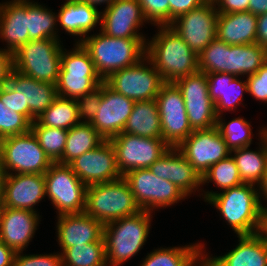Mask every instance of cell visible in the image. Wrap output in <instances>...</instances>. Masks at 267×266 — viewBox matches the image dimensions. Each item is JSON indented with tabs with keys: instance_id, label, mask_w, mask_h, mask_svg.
Masks as SVG:
<instances>
[{
	"instance_id": "obj_56",
	"label": "cell",
	"mask_w": 267,
	"mask_h": 266,
	"mask_svg": "<svg viewBox=\"0 0 267 266\" xmlns=\"http://www.w3.org/2000/svg\"><path fill=\"white\" fill-rule=\"evenodd\" d=\"M260 233L263 235L264 239L267 242V207H264L262 211V225Z\"/></svg>"
},
{
	"instance_id": "obj_48",
	"label": "cell",
	"mask_w": 267,
	"mask_h": 266,
	"mask_svg": "<svg viewBox=\"0 0 267 266\" xmlns=\"http://www.w3.org/2000/svg\"><path fill=\"white\" fill-rule=\"evenodd\" d=\"M0 101L8 107V110H14L22 114V99L20 95L13 91L7 84L0 88Z\"/></svg>"
},
{
	"instance_id": "obj_24",
	"label": "cell",
	"mask_w": 267,
	"mask_h": 266,
	"mask_svg": "<svg viewBox=\"0 0 267 266\" xmlns=\"http://www.w3.org/2000/svg\"><path fill=\"white\" fill-rule=\"evenodd\" d=\"M57 242L61 252L74 245L91 242H105L104 225L85 212L57 216Z\"/></svg>"
},
{
	"instance_id": "obj_45",
	"label": "cell",
	"mask_w": 267,
	"mask_h": 266,
	"mask_svg": "<svg viewBox=\"0 0 267 266\" xmlns=\"http://www.w3.org/2000/svg\"><path fill=\"white\" fill-rule=\"evenodd\" d=\"M13 266H63V262L60 252L27 255L20 251L15 254Z\"/></svg>"
},
{
	"instance_id": "obj_38",
	"label": "cell",
	"mask_w": 267,
	"mask_h": 266,
	"mask_svg": "<svg viewBox=\"0 0 267 266\" xmlns=\"http://www.w3.org/2000/svg\"><path fill=\"white\" fill-rule=\"evenodd\" d=\"M223 119V114L217 117L216 127L230 151L248 147L253 143L252 125L248 120L240 116L226 123Z\"/></svg>"
},
{
	"instance_id": "obj_50",
	"label": "cell",
	"mask_w": 267,
	"mask_h": 266,
	"mask_svg": "<svg viewBox=\"0 0 267 266\" xmlns=\"http://www.w3.org/2000/svg\"><path fill=\"white\" fill-rule=\"evenodd\" d=\"M13 69L12 53L0 48V88L3 87L8 80L10 71Z\"/></svg>"
},
{
	"instance_id": "obj_16",
	"label": "cell",
	"mask_w": 267,
	"mask_h": 266,
	"mask_svg": "<svg viewBox=\"0 0 267 266\" xmlns=\"http://www.w3.org/2000/svg\"><path fill=\"white\" fill-rule=\"evenodd\" d=\"M177 149L201 175L220 160L230 155L217 127L194 130Z\"/></svg>"
},
{
	"instance_id": "obj_39",
	"label": "cell",
	"mask_w": 267,
	"mask_h": 266,
	"mask_svg": "<svg viewBox=\"0 0 267 266\" xmlns=\"http://www.w3.org/2000/svg\"><path fill=\"white\" fill-rule=\"evenodd\" d=\"M31 131L50 160L57 163L62 158L68 130L42 126L35 120Z\"/></svg>"
},
{
	"instance_id": "obj_22",
	"label": "cell",
	"mask_w": 267,
	"mask_h": 266,
	"mask_svg": "<svg viewBox=\"0 0 267 266\" xmlns=\"http://www.w3.org/2000/svg\"><path fill=\"white\" fill-rule=\"evenodd\" d=\"M149 170L165 180L176 185L187 197L202 191V177L195 168L188 162L183 154L174 147L155 161Z\"/></svg>"
},
{
	"instance_id": "obj_42",
	"label": "cell",
	"mask_w": 267,
	"mask_h": 266,
	"mask_svg": "<svg viewBox=\"0 0 267 266\" xmlns=\"http://www.w3.org/2000/svg\"><path fill=\"white\" fill-rule=\"evenodd\" d=\"M31 130V123L20 113L8 110L0 101V140L21 135Z\"/></svg>"
},
{
	"instance_id": "obj_58",
	"label": "cell",
	"mask_w": 267,
	"mask_h": 266,
	"mask_svg": "<svg viewBox=\"0 0 267 266\" xmlns=\"http://www.w3.org/2000/svg\"><path fill=\"white\" fill-rule=\"evenodd\" d=\"M204 1L208 3L216 4L219 0H204Z\"/></svg>"
},
{
	"instance_id": "obj_4",
	"label": "cell",
	"mask_w": 267,
	"mask_h": 266,
	"mask_svg": "<svg viewBox=\"0 0 267 266\" xmlns=\"http://www.w3.org/2000/svg\"><path fill=\"white\" fill-rule=\"evenodd\" d=\"M147 39L115 38L99 30L80 43L88 51L97 73L105 80L111 73L137 64L146 56Z\"/></svg>"
},
{
	"instance_id": "obj_55",
	"label": "cell",
	"mask_w": 267,
	"mask_h": 266,
	"mask_svg": "<svg viewBox=\"0 0 267 266\" xmlns=\"http://www.w3.org/2000/svg\"><path fill=\"white\" fill-rule=\"evenodd\" d=\"M78 1H80L82 3H86V4H89V5H92V6L96 7V8H97L98 5L106 4L105 8H107L112 3H114L116 0H78Z\"/></svg>"
},
{
	"instance_id": "obj_43",
	"label": "cell",
	"mask_w": 267,
	"mask_h": 266,
	"mask_svg": "<svg viewBox=\"0 0 267 266\" xmlns=\"http://www.w3.org/2000/svg\"><path fill=\"white\" fill-rule=\"evenodd\" d=\"M144 17L153 26L169 25L168 0H138Z\"/></svg>"
},
{
	"instance_id": "obj_41",
	"label": "cell",
	"mask_w": 267,
	"mask_h": 266,
	"mask_svg": "<svg viewBox=\"0 0 267 266\" xmlns=\"http://www.w3.org/2000/svg\"><path fill=\"white\" fill-rule=\"evenodd\" d=\"M227 43L217 37L198 55L199 71L226 73Z\"/></svg>"
},
{
	"instance_id": "obj_6",
	"label": "cell",
	"mask_w": 267,
	"mask_h": 266,
	"mask_svg": "<svg viewBox=\"0 0 267 266\" xmlns=\"http://www.w3.org/2000/svg\"><path fill=\"white\" fill-rule=\"evenodd\" d=\"M73 47L72 50L62 49L61 68L55 85L58 96L69 99H77L104 82L83 45L75 43Z\"/></svg>"
},
{
	"instance_id": "obj_49",
	"label": "cell",
	"mask_w": 267,
	"mask_h": 266,
	"mask_svg": "<svg viewBox=\"0 0 267 266\" xmlns=\"http://www.w3.org/2000/svg\"><path fill=\"white\" fill-rule=\"evenodd\" d=\"M250 0H219L215 6L218 13L229 14L239 13L249 10Z\"/></svg>"
},
{
	"instance_id": "obj_13",
	"label": "cell",
	"mask_w": 267,
	"mask_h": 266,
	"mask_svg": "<svg viewBox=\"0 0 267 266\" xmlns=\"http://www.w3.org/2000/svg\"><path fill=\"white\" fill-rule=\"evenodd\" d=\"M162 139L177 148L194 130L191 128L182 92L174 82H166L156 96Z\"/></svg>"
},
{
	"instance_id": "obj_5",
	"label": "cell",
	"mask_w": 267,
	"mask_h": 266,
	"mask_svg": "<svg viewBox=\"0 0 267 266\" xmlns=\"http://www.w3.org/2000/svg\"><path fill=\"white\" fill-rule=\"evenodd\" d=\"M140 211L130 186L123 177L112 182L87 186L84 212L103 225Z\"/></svg>"
},
{
	"instance_id": "obj_3",
	"label": "cell",
	"mask_w": 267,
	"mask_h": 266,
	"mask_svg": "<svg viewBox=\"0 0 267 266\" xmlns=\"http://www.w3.org/2000/svg\"><path fill=\"white\" fill-rule=\"evenodd\" d=\"M152 212L141 210L135 215L104 225L106 261L108 266H120L143 248L150 234Z\"/></svg>"
},
{
	"instance_id": "obj_44",
	"label": "cell",
	"mask_w": 267,
	"mask_h": 266,
	"mask_svg": "<svg viewBox=\"0 0 267 266\" xmlns=\"http://www.w3.org/2000/svg\"><path fill=\"white\" fill-rule=\"evenodd\" d=\"M102 99V84L93 91L79 96L76 99L78 105V117L80 122L90 123L100 107Z\"/></svg>"
},
{
	"instance_id": "obj_47",
	"label": "cell",
	"mask_w": 267,
	"mask_h": 266,
	"mask_svg": "<svg viewBox=\"0 0 267 266\" xmlns=\"http://www.w3.org/2000/svg\"><path fill=\"white\" fill-rule=\"evenodd\" d=\"M169 1V25L180 15L201 6L204 0H168Z\"/></svg>"
},
{
	"instance_id": "obj_57",
	"label": "cell",
	"mask_w": 267,
	"mask_h": 266,
	"mask_svg": "<svg viewBox=\"0 0 267 266\" xmlns=\"http://www.w3.org/2000/svg\"><path fill=\"white\" fill-rule=\"evenodd\" d=\"M4 176H5V173H4V170H3V165H2L1 157H0V196H1V193H2V186H3Z\"/></svg>"
},
{
	"instance_id": "obj_36",
	"label": "cell",
	"mask_w": 267,
	"mask_h": 266,
	"mask_svg": "<svg viewBox=\"0 0 267 266\" xmlns=\"http://www.w3.org/2000/svg\"><path fill=\"white\" fill-rule=\"evenodd\" d=\"M36 121L51 128L69 130L78 123V105L76 99L58 96L55 101L37 118Z\"/></svg>"
},
{
	"instance_id": "obj_28",
	"label": "cell",
	"mask_w": 267,
	"mask_h": 266,
	"mask_svg": "<svg viewBox=\"0 0 267 266\" xmlns=\"http://www.w3.org/2000/svg\"><path fill=\"white\" fill-rule=\"evenodd\" d=\"M209 96L214 102L217 117L223 112L235 111L248 92L247 81L229 73L206 74ZM244 92V93H243Z\"/></svg>"
},
{
	"instance_id": "obj_34",
	"label": "cell",
	"mask_w": 267,
	"mask_h": 266,
	"mask_svg": "<svg viewBox=\"0 0 267 266\" xmlns=\"http://www.w3.org/2000/svg\"><path fill=\"white\" fill-rule=\"evenodd\" d=\"M104 140L90 123L80 122L68 130L63 155L57 163L69 164L76 157L95 149Z\"/></svg>"
},
{
	"instance_id": "obj_18",
	"label": "cell",
	"mask_w": 267,
	"mask_h": 266,
	"mask_svg": "<svg viewBox=\"0 0 267 266\" xmlns=\"http://www.w3.org/2000/svg\"><path fill=\"white\" fill-rule=\"evenodd\" d=\"M145 19L138 0H116L101 11L100 31L115 38L146 39L139 32Z\"/></svg>"
},
{
	"instance_id": "obj_17",
	"label": "cell",
	"mask_w": 267,
	"mask_h": 266,
	"mask_svg": "<svg viewBox=\"0 0 267 266\" xmlns=\"http://www.w3.org/2000/svg\"><path fill=\"white\" fill-rule=\"evenodd\" d=\"M86 185L112 182L122 178L116 163V154L110 140H104L95 149L76 157L68 164Z\"/></svg>"
},
{
	"instance_id": "obj_54",
	"label": "cell",
	"mask_w": 267,
	"mask_h": 266,
	"mask_svg": "<svg viewBox=\"0 0 267 266\" xmlns=\"http://www.w3.org/2000/svg\"><path fill=\"white\" fill-rule=\"evenodd\" d=\"M258 192H259L260 203H262L261 199L267 202V169L266 172L264 173L261 183L258 185Z\"/></svg>"
},
{
	"instance_id": "obj_37",
	"label": "cell",
	"mask_w": 267,
	"mask_h": 266,
	"mask_svg": "<svg viewBox=\"0 0 267 266\" xmlns=\"http://www.w3.org/2000/svg\"><path fill=\"white\" fill-rule=\"evenodd\" d=\"M61 253L63 266H108L105 242H91L65 248Z\"/></svg>"
},
{
	"instance_id": "obj_27",
	"label": "cell",
	"mask_w": 267,
	"mask_h": 266,
	"mask_svg": "<svg viewBox=\"0 0 267 266\" xmlns=\"http://www.w3.org/2000/svg\"><path fill=\"white\" fill-rule=\"evenodd\" d=\"M57 24L65 33L79 38L80 43L94 27L100 26L101 11L98 8L78 0H66L58 10Z\"/></svg>"
},
{
	"instance_id": "obj_8",
	"label": "cell",
	"mask_w": 267,
	"mask_h": 266,
	"mask_svg": "<svg viewBox=\"0 0 267 266\" xmlns=\"http://www.w3.org/2000/svg\"><path fill=\"white\" fill-rule=\"evenodd\" d=\"M0 157L5 175L45 174L53 164L31 130L1 139Z\"/></svg>"
},
{
	"instance_id": "obj_25",
	"label": "cell",
	"mask_w": 267,
	"mask_h": 266,
	"mask_svg": "<svg viewBox=\"0 0 267 266\" xmlns=\"http://www.w3.org/2000/svg\"><path fill=\"white\" fill-rule=\"evenodd\" d=\"M237 237L238 245L222 256L204 252L203 266H267V242L260 232Z\"/></svg>"
},
{
	"instance_id": "obj_33",
	"label": "cell",
	"mask_w": 267,
	"mask_h": 266,
	"mask_svg": "<svg viewBox=\"0 0 267 266\" xmlns=\"http://www.w3.org/2000/svg\"><path fill=\"white\" fill-rule=\"evenodd\" d=\"M123 133L162 139L160 116L156 99L135 101Z\"/></svg>"
},
{
	"instance_id": "obj_35",
	"label": "cell",
	"mask_w": 267,
	"mask_h": 266,
	"mask_svg": "<svg viewBox=\"0 0 267 266\" xmlns=\"http://www.w3.org/2000/svg\"><path fill=\"white\" fill-rule=\"evenodd\" d=\"M28 34L29 41L41 39L60 40L57 25V13L39 4L27 0Z\"/></svg>"
},
{
	"instance_id": "obj_32",
	"label": "cell",
	"mask_w": 267,
	"mask_h": 266,
	"mask_svg": "<svg viewBox=\"0 0 267 266\" xmlns=\"http://www.w3.org/2000/svg\"><path fill=\"white\" fill-rule=\"evenodd\" d=\"M267 62V49L258 43L228 45L226 73L236 77L255 74Z\"/></svg>"
},
{
	"instance_id": "obj_9",
	"label": "cell",
	"mask_w": 267,
	"mask_h": 266,
	"mask_svg": "<svg viewBox=\"0 0 267 266\" xmlns=\"http://www.w3.org/2000/svg\"><path fill=\"white\" fill-rule=\"evenodd\" d=\"M44 178L46 196L56 208L57 216L85 211L87 186L68 164L53 163Z\"/></svg>"
},
{
	"instance_id": "obj_23",
	"label": "cell",
	"mask_w": 267,
	"mask_h": 266,
	"mask_svg": "<svg viewBox=\"0 0 267 266\" xmlns=\"http://www.w3.org/2000/svg\"><path fill=\"white\" fill-rule=\"evenodd\" d=\"M40 219L38 212L3 207L0 214V240L15 252L26 250L34 238Z\"/></svg>"
},
{
	"instance_id": "obj_19",
	"label": "cell",
	"mask_w": 267,
	"mask_h": 266,
	"mask_svg": "<svg viewBox=\"0 0 267 266\" xmlns=\"http://www.w3.org/2000/svg\"><path fill=\"white\" fill-rule=\"evenodd\" d=\"M22 99V115L33 123L58 97L56 86L49 82L37 81L17 72L10 71L7 83Z\"/></svg>"
},
{
	"instance_id": "obj_29",
	"label": "cell",
	"mask_w": 267,
	"mask_h": 266,
	"mask_svg": "<svg viewBox=\"0 0 267 266\" xmlns=\"http://www.w3.org/2000/svg\"><path fill=\"white\" fill-rule=\"evenodd\" d=\"M257 15L249 11L218 14L216 37L228 45L256 43Z\"/></svg>"
},
{
	"instance_id": "obj_7",
	"label": "cell",
	"mask_w": 267,
	"mask_h": 266,
	"mask_svg": "<svg viewBox=\"0 0 267 266\" xmlns=\"http://www.w3.org/2000/svg\"><path fill=\"white\" fill-rule=\"evenodd\" d=\"M61 40H31L13 54V69L37 81L56 85L61 68Z\"/></svg>"
},
{
	"instance_id": "obj_53",
	"label": "cell",
	"mask_w": 267,
	"mask_h": 266,
	"mask_svg": "<svg viewBox=\"0 0 267 266\" xmlns=\"http://www.w3.org/2000/svg\"><path fill=\"white\" fill-rule=\"evenodd\" d=\"M248 11L257 16L267 13V0H250Z\"/></svg>"
},
{
	"instance_id": "obj_12",
	"label": "cell",
	"mask_w": 267,
	"mask_h": 266,
	"mask_svg": "<svg viewBox=\"0 0 267 266\" xmlns=\"http://www.w3.org/2000/svg\"><path fill=\"white\" fill-rule=\"evenodd\" d=\"M114 147L121 175L136 169L149 168L170 146L160 138H147L120 133L109 139Z\"/></svg>"
},
{
	"instance_id": "obj_59",
	"label": "cell",
	"mask_w": 267,
	"mask_h": 266,
	"mask_svg": "<svg viewBox=\"0 0 267 266\" xmlns=\"http://www.w3.org/2000/svg\"><path fill=\"white\" fill-rule=\"evenodd\" d=\"M2 208H3L2 198H1V196H0V214H1Z\"/></svg>"
},
{
	"instance_id": "obj_46",
	"label": "cell",
	"mask_w": 267,
	"mask_h": 266,
	"mask_svg": "<svg viewBox=\"0 0 267 266\" xmlns=\"http://www.w3.org/2000/svg\"><path fill=\"white\" fill-rule=\"evenodd\" d=\"M248 94L267 103V62L253 75L246 77Z\"/></svg>"
},
{
	"instance_id": "obj_2",
	"label": "cell",
	"mask_w": 267,
	"mask_h": 266,
	"mask_svg": "<svg viewBox=\"0 0 267 266\" xmlns=\"http://www.w3.org/2000/svg\"><path fill=\"white\" fill-rule=\"evenodd\" d=\"M157 32L146 41V57L165 82L199 71L198 55L170 25H158Z\"/></svg>"
},
{
	"instance_id": "obj_26",
	"label": "cell",
	"mask_w": 267,
	"mask_h": 266,
	"mask_svg": "<svg viewBox=\"0 0 267 266\" xmlns=\"http://www.w3.org/2000/svg\"><path fill=\"white\" fill-rule=\"evenodd\" d=\"M0 39L6 42L3 50L12 54L29 41L27 0L0 3Z\"/></svg>"
},
{
	"instance_id": "obj_30",
	"label": "cell",
	"mask_w": 267,
	"mask_h": 266,
	"mask_svg": "<svg viewBox=\"0 0 267 266\" xmlns=\"http://www.w3.org/2000/svg\"><path fill=\"white\" fill-rule=\"evenodd\" d=\"M259 139L261 146L255 151L242 147L230 151L243 183L259 185L267 169V131L266 126L260 127ZM234 153V154H233Z\"/></svg>"
},
{
	"instance_id": "obj_1",
	"label": "cell",
	"mask_w": 267,
	"mask_h": 266,
	"mask_svg": "<svg viewBox=\"0 0 267 266\" xmlns=\"http://www.w3.org/2000/svg\"><path fill=\"white\" fill-rule=\"evenodd\" d=\"M200 192L202 193L199 195L204 196V201L219 211L221 218L230 225L236 235L260 232L262 211L267 205L260 203L258 186L243 183L220 193L213 190Z\"/></svg>"
},
{
	"instance_id": "obj_10",
	"label": "cell",
	"mask_w": 267,
	"mask_h": 266,
	"mask_svg": "<svg viewBox=\"0 0 267 266\" xmlns=\"http://www.w3.org/2000/svg\"><path fill=\"white\" fill-rule=\"evenodd\" d=\"M104 82L133 101L156 99L166 83L146 56L137 64L111 73Z\"/></svg>"
},
{
	"instance_id": "obj_20",
	"label": "cell",
	"mask_w": 267,
	"mask_h": 266,
	"mask_svg": "<svg viewBox=\"0 0 267 266\" xmlns=\"http://www.w3.org/2000/svg\"><path fill=\"white\" fill-rule=\"evenodd\" d=\"M134 103L103 82L100 107L90 124L105 140H109L123 132Z\"/></svg>"
},
{
	"instance_id": "obj_14",
	"label": "cell",
	"mask_w": 267,
	"mask_h": 266,
	"mask_svg": "<svg viewBox=\"0 0 267 266\" xmlns=\"http://www.w3.org/2000/svg\"><path fill=\"white\" fill-rule=\"evenodd\" d=\"M182 92L185 109L193 130L216 126L215 105L209 96L206 73L197 71L174 82Z\"/></svg>"
},
{
	"instance_id": "obj_51",
	"label": "cell",
	"mask_w": 267,
	"mask_h": 266,
	"mask_svg": "<svg viewBox=\"0 0 267 266\" xmlns=\"http://www.w3.org/2000/svg\"><path fill=\"white\" fill-rule=\"evenodd\" d=\"M256 43L267 49V13L257 16Z\"/></svg>"
},
{
	"instance_id": "obj_52",
	"label": "cell",
	"mask_w": 267,
	"mask_h": 266,
	"mask_svg": "<svg viewBox=\"0 0 267 266\" xmlns=\"http://www.w3.org/2000/svg\"><path fill=\"white\" fill-rule=\"evenodd\" d=\"M16 252L0 240V266H13Z\"/></svg>"
},
{
	"instance_id": "obj_15",
	"label": "cell",
	"mask_w": 267,
	"mask_h": 266,
	"mask_svg": "<svg viewBox=\"0 0 267 266\" xmlns=\"http://www.w3.org/2000/svg\"><path fill=\"white\" fill-rule=\"evenodd\" d=\"M218 14L215 4L205 2L177 17L170 26L199 55L216 38Z\"/></svg>"
},
{
	"instance_id": "obj_21",
	"label": "cell",
	"mask_w": 267,
	"mask_h": 266,
	"mask_svg": "<svg viewBox=\"0 0 267 266\" xmlns=\"http://www.w3.org/2000/svg\"><path fill=\"white\" fill-rule=\"evenodd\" d=\"M46 196L44 174H8L2 186L3 207L37 212L35 206Z\"/></svg>"
},
{
	"instance_id": "obj_40",
	"label": "cell",
	"mask_w": 267,
	"mask_h": 266,
	"mask_svg": "<svg viewBox=\"0 0 267 266\" xmlns=\"http://www.w3.org/2000/svg\"><path fill=\"white\" fill-rule=\"evenodd\" d=\"M209 182H214L213 184L222 191L243 184L231 154L213 164L204 173L202 176V186Z\"/></svg>"
},
{
	"instance_id": "obj_31",
	"label": "cell",
	"mask_w": 267,
	"mask_h": 266,
	"mask_svg": "<svg viewBox=\"0 0 267 266\" xmlns=\"http://www.w3.org/2000/svg\"><path fill=\"white\" fill-rule=\"evenodd\" d=\"M204 245L195 242L184 246L156 248L147 253L140 266H203L206 252Z\"/></svg>"
},
{
	"instance_id": "obj_11",
	"label": "cell",
	"mask_w": 267,
	"mask_h": 266,
	"mask_svg": "<svg viewBox=\"0 0 267 266\" xmlns=\"http://www.w3.org/2000/svg\"><path fill=\"white\" fill-rule=\"evenodd\" d=\"M123 178L128 182L141 210L155 212L185 200L187 196L172 182L154 175L149 168L128 171Z\"/></svg>"
}]
</instances>
